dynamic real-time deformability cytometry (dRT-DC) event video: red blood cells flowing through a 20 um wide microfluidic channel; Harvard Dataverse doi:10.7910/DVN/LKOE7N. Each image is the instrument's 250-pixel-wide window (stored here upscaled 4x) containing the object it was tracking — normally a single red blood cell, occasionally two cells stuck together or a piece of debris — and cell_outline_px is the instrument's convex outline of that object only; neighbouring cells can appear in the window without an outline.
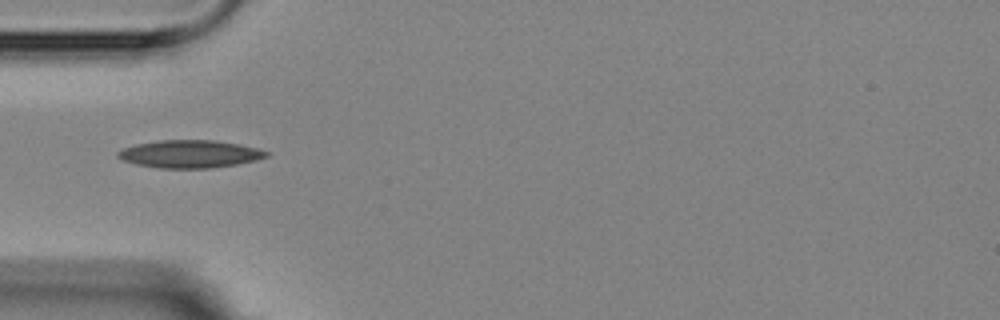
{"species": "Egyptian fruit bat (a non-hibernating species)", "species_latin": "Rousettus aegyptiacus", "temperature_condition": "room temperature", "stored_images_in_passage": 9, "camera_frame_rate_fps": 3000, "um_per_image_px": 0.085, "animal": {"sex": "female"}, "frame": {"image": 1, "passage_image": 1, "time_ms": 0.0, "image_size_px": [1000, 320], "cell_outline_px": [[268, 156], [256, 160], [236, 164], [212, 168], [160, 168], [136, 164], [120, 160], [116, 156], [116, 152], [120, 148], [136, 144], [160, 140], [216, 140], [240, 144], [256, 148], [268, 152]], "centroid_in_image_um": [16.07, 13.08], "position_along_channel_um": 68.9, "area_um2": 24.1}}
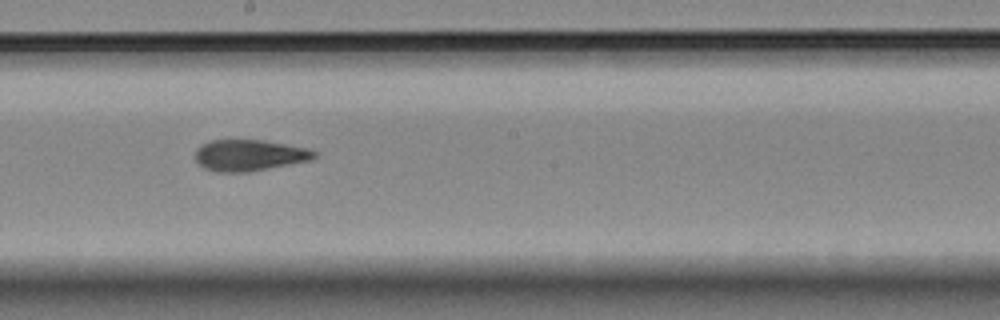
{"frame": {"image": 2, "passage_image": 5, "time_ms": 4.333, "image_size_px": [1000, 320], "cell_outline_px": [[316, 156], [312, 160], [248, 172], [216, 172], [204, 168], [196, 160], [196, 148], [200, 144], [208, 140], [264, 140], [308, 148], [316, 152]], "centroid_in_image_um": [21.18, 13.19], "position_along_channel_um": 227.0, "area_um2": 21.79}}
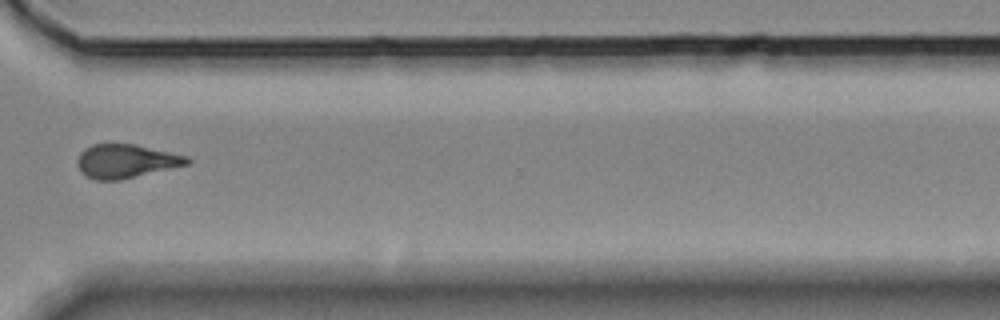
{"frame": {"image": 3, "passage_image": 8, "time_ms": 8.0, "image_size_px": [1000, 320], "cell_outline_px": [[192, 160], [188, 164], [120, 180], [96, 180], [80, 172], [76, 164], [76, 160], [80, 152], [84, 148], [92, 144], [136, 144], [188, 156]], "centroid_in_image_um": [10.68, 13.69], "position_along_channel_um": 359.9, "area_um2": 21.62}}